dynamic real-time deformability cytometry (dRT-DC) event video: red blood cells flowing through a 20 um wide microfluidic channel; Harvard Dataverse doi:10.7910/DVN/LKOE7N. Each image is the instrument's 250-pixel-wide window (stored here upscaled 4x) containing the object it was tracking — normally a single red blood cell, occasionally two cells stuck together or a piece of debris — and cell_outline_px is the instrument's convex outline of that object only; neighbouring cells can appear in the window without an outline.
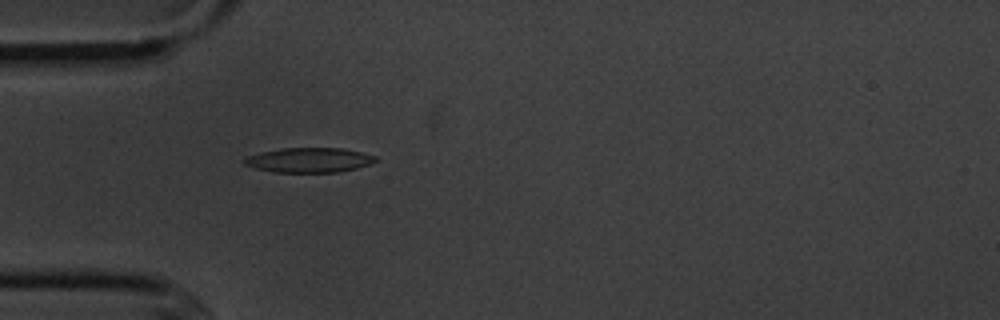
{"species": "common noctule bat (a hibernating species)", "species_latin": "Nyctalus noctula", "temperature_condition": "cold", "stored_images_in_passage": 4, "camera_frame_rate_fps": 3000, "um_per_image_px": 0.085, "animal": {"sex": "male", "body_mass_g": 20.1, "forearm_length_mm": 53.5}, "frame": {"image": 1, "passage_image": 4, "time_ms": 4.333, "image_size_px": [1000, 320], "cell_outline_px": [[376, 160], [372, 164], [340, 172], [276, 172], [256, 168], [244, 164], [240, 160], [248, 156], [260, 152], [280, 148], [344, 148], [376, 156]], "centroid_in_image_um": [26.26, 13.6], "position_along_channel_um": 58.7, "area_um2": 18.96}}